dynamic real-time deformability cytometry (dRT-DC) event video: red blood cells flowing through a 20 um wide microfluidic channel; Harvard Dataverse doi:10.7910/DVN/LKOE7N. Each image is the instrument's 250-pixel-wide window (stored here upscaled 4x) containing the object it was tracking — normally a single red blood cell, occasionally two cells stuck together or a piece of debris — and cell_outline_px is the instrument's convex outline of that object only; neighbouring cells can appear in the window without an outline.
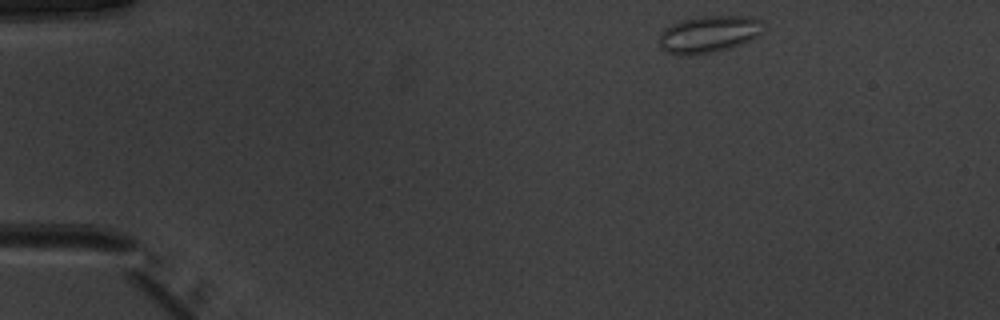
{"species": "common noctule bat (a hibernating species)", "species_latin": "Nyctalus noctula", "temperature_condition": "warm", "stored_images_in_passage": 45, "camera_frame_rate_fps": 3000, "um_per_image_px": 0.085, "animal": {"sex": "male", "body_mass_g": 20.1, "forearm_length_mm": 53.5}, "frame": {"image": 1, "passage_image": 1, "time_ms": 0.0, "image_size_px": [1000, 320], "cell_outline_px": [[764, 20], [760, 32], [752, 40], [740, 44], [708, 52], [664, 52], [660, 44], [660, 32], [664, 28], [680, 20], [696, 16], [752, 16]], "centroid_in_image_um": [60.28, 2.83], "position_along_channel_um": 24.7, "area_um2": 21.73}}
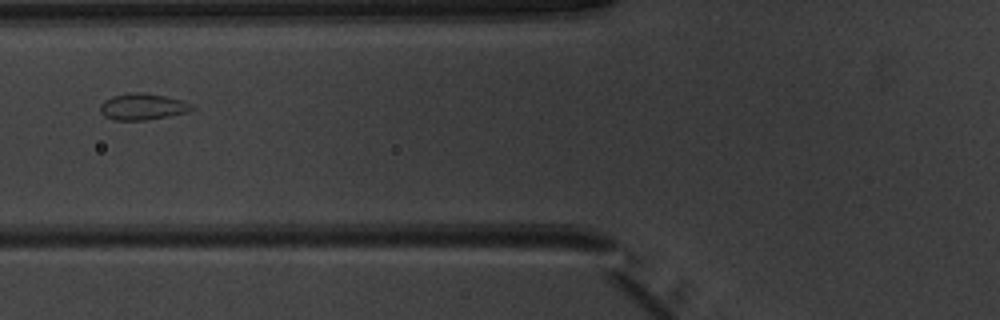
{"frame": {"image": 2, "passage_image": 14, "time_ms": 4.333, "image_size_px": [1000, 320], "cell_outline_px": [[196, 108], [188, 112], [168, 116], [144, 120], [112, 120], [104, 116], [100, 112], [100, 104], [104, 100], [112, 96], [128, 92], [144, 92], [184, 100], [192, 104]], "centroid_in_image_um": [12.12, 9.06], "position_along_channel_um": 113.7, "area_um2": 14.33}}
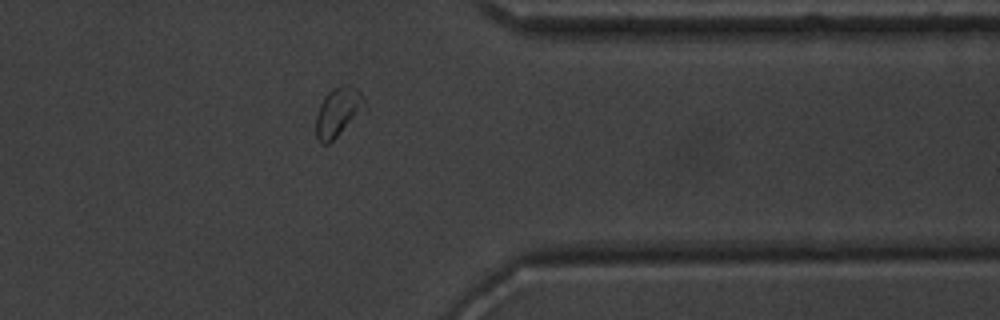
{"frame": {"image": 3, "passage_image": 35, "time_ms": 11.333, "image_size_px": [1000, 320], "cell_outline_px": [[368, 108], [328, 144], [324, 144], [316, 136], [316, 112], [324, 96], [332, 88], [344, 84], [348, 84], [360, 88], [364, 96]], "centroid_in_image_um": [28.8, 9.46], "position_along_channel_um": 382.6, "area_um2": 14.39}, "authors_computed_cell_mechanics": {"area_um2": 14.3344, "velocity_mm_per_s": 3.947, "shape_relaxation_time_tau1_ms": 4.2318, "shape_relaxation_time_tau2_ms": null, "deformation_change_tau1": 0.0522, "deformation_change_tau2": null}}